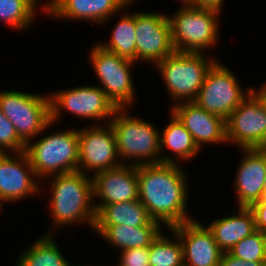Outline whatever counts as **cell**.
<instances>
[{
  "mask_svg": "<svg viewBox=\"0 0 266 266\" xmlns=\"http://www.w3.org/2000/svg\"><path fill=\"white\" fill-rule=\"evenodd\" d=\"M163 225L151 220L145 226L130 227L127 225H94V232L105 239L111 246L120 251L131 248L150 247L164 228ZM162 229V230H161Z\"/></svg>",
  "mask_w": 266,
  "mask_h": 266,
  "instance_id": "obj_20",
  "label": "cell"
},
{
  "mask_svg": "<svg viewBox=\"0 0 266 266\" xmlns=\"http://www.w3.org/2000/svg\"><path fill=\"white\" fill-rule=\"evenodd\" d=\"M58 131L26 143L24 152L40 182L49 175L78 171V129Z\"/></svg>",
  "mask_w": 266,
  "mask_h": 266,
  "instance_id": "obj_5",
  "label": "cell"
},
{
  "mask_svg": "<svg viewBox=\"0 0 266 266\" xmlns=\"http://www.w3.org/2000/svg\"><path fill=\"white\" fill-rule=\"evenodd\" d=\"M262 198H266V178L264 180V187H263V192H262Z\"/></svg>",
  "mask_w": 266,
  "mask_h": 266,
  "instance_id": "obj_36",
  "label": "cell"
},
{
  "mask_svg": "<svg viewBox=\"0 0 266 266\" xmlns=\"http://www.w3.org/2000/svg\"><path fill=\"white\" fill-rule=\"evenodd\" d=\"M40 0H0V21L15 30H28L33 25Z\"/></svg>",
  "mask_w": 266,
  "mask_h": 266,
  "instance_id": "obj_27",
  "label": "cell"
},
{
  "mask_svg": "<svg viewBox=\"0 0 266 266\" xmlns=\"http://www.w3.org/2000/svg\"><path fill=\"white\" fill-rule=\"evenodd\" d=\"M90 49L89 60L100 81L99 87L117 109H129L136 103L131 68L137 63L103 49L97 42Z\"/></svg>",
  "mask_w": 266,
  "mask_h": 266,
  "instance_id": "obj_8",
  "label": "cell"
},
{
  "mask_svg": "<svg viewBox=\"0 0 266 266\" xmlns=\"http://www.w3.org/2000/svg\"><path fill=\"white\" fill-rule=\"evenodd\" d=\"M119 255L117 266H149V247L122 250Z\"/></svg>",
  "mask_w": 266,
  "mask_h": 266,
  "instance_id": "obj_30",
  "label": "cell"
},
{
  "mask_svg": "<svg viewBox=\"0 0 266 266\" xmlns=\"http://www.w3.org/2000/svg\"><path fill=\"white\" fill-rule=\"evenodd\" d=\"M37 238L22 250L15 266H74L63 256L53 234Z\"/></svg>",
  "mask_w": 266,
  "mask_h": 266,
  "instance_id": "obj_24",
  "label": "cell"
},
{
  "mask_svg": "<svg viewBox=\"0 0 266 266\" xmlns=\"http://www.w3.org/2000/svg\"><path fill=\"white\" fill-rule=\"evenodd\" d=\"M169 231L174 239L162 231L150 245L149 266H184L180 239L170 228Z\"/></svg>",
  "mask_w": 266,
  "mask_h": 266,
  "instance_id": "obj_26",
  "label": "cell"
},
{
  "mask_svg": "<svg viewBox=\"0 0 266 266\" xmlns=\"http://www.w3.org/2000/svg\"><path fill=\"white\" fill-rule=\"evenodd\" d=\"M184 171L180 164L137 166L139 200L149 216L166 229L194 218L187 212L189 182Z\"/></svg>",
  "mask_w": 266,
  "mask_h": 266,
  "instance_id": "obj_1",
  "label": "cell"
},
{
  "mask_svg": "<svg viewBox=\"0 0 266 266\" xmlns=\"http://www.w3.org/2000/svg\"><path fill=\"white\" fill-rule=\"evenodd\" d=\"M47 178L50 180L48 182L50 190L48 207L54 225L51 227L54 229L51 228L45 235H52L54 230H60L63 226L69 227L75 223H87L93 230L96 212L92 176L85 175L78 170Z\"/></svg>",
  "mask_w": 266,
  "mask_h": 266,
  "instance_id": "obj_2",
  "label": "cell"
},
{
  "mask_svg": "<svg viewBox=\"0 0 266 266\" xmlns=\"http://www.w3.org/2000/svg\"><path fill=\"white\" fill-rule=\"evenodd\" d=\"M173 14V15H172ZM167 16L176 52L204 53L216 47L221 12L199 7H181Z\"/></svg>",
  "mask_w": 266,
  "mask_h": 266,
  "instance_id": "obj_6",
  "label": "cell"
},
{
  "mask_svg": "<svg viewBox=\"0 0 266 266\" xmlns=\"http://www.w3.org/2000/svg\"><path fill=\"white\" fill-rule=\"evenodd\" d=\"M229 253L244 261H266V233L256 230L235 244Z\"/></svg>",
  "mask_w": 266,
  "mask_h": 266,
  "instance_id": "obj_28",
  "label": "cell"
},
{
  "mask_svg": "<svg viewBox=\"0 0 266 266\" xmlns=\"http://www.w3.org/2000/svg\"><path fill=\"white\" fill-rule=\"evenodd\" d=\"M219 266H266V261H244L229 252H223Z\"/></svg>",
  "mask_w": 266,
  "mask_h": 266,
  "instance_id": "obj_32",
  "label": "cell"
},
{
  "mask_svg": "<svg viewBox=\"0 0 266 266\" xmlns=\"http://www.w3.org/2000/svg\"><path fill=\"white\" fill-rule=\"evenodd\" d=\"M170 111L190 132L200 150L204 144H227L226 120L222 117L209 113L193 101L177 103Z\"/></svg>",
  "mask_w": 266,
  "mask_h": 266,
  "instance_id": "obj_18",
  "label": "cell"
},
{
  "mask_svg": "<svg viewBox=\"0 0 266 266\" xmlns=\"http://www.w3.org/2000/svg\"><path fill=\"white\" fill-rule=\"evenodd\" d=\"M169 118L166 127L160 131L161 163L179 164L183 160H192L200 153V149L190 132L171 111ZM165 150L170 153L166 154Z\"/></svg>",
  "mask_w": 266,
  "mask_h": 266,
  "instance_id": "obj_21",
  "label": "cell"
},
{
  "mask_svg": "<svg viewBox=\"0 0 266 266\" xmlns=\"http://www.w3.org/2000/svg\"><path fill=\"white\" fill-rule=\"evenodd\" d=\"M262 85L266 88V81Z\"/></svg>",
  "mask_w": 266,
  "mask_h": 266,
  "instance_id": "obj_38",
  "label": "cell"
},
{
  "mask_svg": "<svg viewBox=\"0 0 266 266\" xmlns=\"http://www.w3.org/2000/svg\"><path fill=\"white\" fill-rule=\"evenodd\" d=\"M51 94V95H50ZM49 94L51 122H59L62 113L69 111L83 120H92V125H100L97 120H107L109 124L117 108L103 90L96 85L76 86ZM96 123H95V122Z\"/></svg>",
  "mask_w": 266,
  "mask_h": 266,
  "instance_id": "obj_9",
  "label": "cell"
},
{
  "mask_svg": "<svg viewBox=\"0 0 266 266\" xmlns=\"http://www.w3.org/2000/svg\"><path fill=\"white\" fill-rule=\"evenodd\" d=\"M226 140L240 149L266 148V109L253 91L226 120Z\"/></svg>",
  "mask_w": 266,
  "mask_h": 266,
  "instance_id": "obj_12",
  "label": "cell"
},
{
  "mask_svg": "<svg viewBox=\"0 0 266 266\" xmlns=\"http://www.w3.org/2000/svg\"><path fill=\"white\" fill-rule=\"evenodd\" d=\"M37 180L25 152L0 153V198L5 203L15 204L37 193L41 194L44 186Z\"/></svg>",
  "mask_w": 266,
  "mask_h": 266,
  "instance_id": "obj_14",
  "label": "cell"
},
{
  "mask_svg": "<svg viewBox=\"0 0 266 266\" xmlns=\"http://www.w3.org/2000/svg\"><path fill=\"white\" fill-rule=\"evenodd\" d=\"M261 87L255 88L253 87L252 91L261 99V102L264 104L266 109V88L263 85Z\"/></svg>",
  "mask_w": 266,
  "mask_h": 266,
  "instance_id": "obj_34",
  "label": "cell"
},
{
  "mask_svg": "<svg viewBox=\"0 0 266 266\" xmlns=\"http://www.w3.org/2000/svg\"><path fill=\"white\" fill-rule=\"evenodd\" d=\"M216 61L217 59L207 55L206 51L205 53L175 51L154 65L164 81L172 106L180 102H192L197 98L208 70Z\"/></svg>",
  "mask_w": 266,
  "mask_h": 266,
  "instance_id": "obj_4",
  "label": "cell"
},
{
  "mask_svg": "<svg viewBox=\"0 0 266 266\" xmlns=\"http://www.w3.org/2000/svg\"><path fill=\"white\" fill-rule=\"evenodd\" d=\"M127 110L117 109L109 122L115 134L122 165L161 163L158 127L135 115H129Z\"/></svg>",
  "mask_w": 266,
  "mask_h": 266,
  "instance_id": "obj_3",
  "label": "cell"
},
{
  "mask_svg": "<svg viewBox=\"0 0 266 266\" xmlns=\"http://www.w3.org/2000/svg\"><path fill=\"white\" fill-rule=\"evenodd\" d=\"M95 212L102 206L139 199L137 166L121 165L118 168L96 173L93 177ZM98 199V200H97Z\"/></svg>",
  "mask_w": 266,
  "mask_h": 266,
  "instance_id": "obj_17",
  "label": "cell"
},
{
  "mask_svg": "<svg viewBox=\"0 0 266 266\" xmlns=\"http://www.w3.org/2000/svg\"><path fill=\"white\" fill-rule=\"evenodd\" d=\"M170 229L180 239L184 266H219L223 251L207 226L194 218Z\"/></svg>",
  "mask_w": 266,
  "mask_h": 266,
  "instance_id": "obj_16",
  "label": "cell"
},
{
  "mask_svg": "<svg viewBox=\"0 0 266 266\" xmlns=\"http://www.w3.org/2000/svg\"><path fill=\"white\" fill-rule=\"evenodd\" d=\"M135 0H48L43 12L54 19L84 20L106 25L117 13L124 12ZM107 22V23H106Z\"/></svg>",
  "mask_w": 266,
  "mask_h": 266,
  "instance_id": "obj_15",
  "label": "cell"
},
{
  "mask_svg": "<svg viewBox=\"0 0 266 266\" xmlns=\"http://www.w3.org/2000/svg\"><path fill=\"white\" fill-rule=\"evenodd\" d=\"M25 147L26 143L0 108V153H20L25 151Z\"/></svg>",
  "mask_w": 266,
  "mask_h": 266,
  "instance_id": "obj_29",
  "label": "cell"
},
{
  "mask_svg": "<svg viewBox=\"0 0 266 266\" xmlns=\"http://www.w3.org/2000/svg\"><path fill=\"white\" fill-rule=\"evenodd\" d=\"M101 125L89 124L86 127L78 128V170L85 175H92V177L96 173L115 169L122 165L111 125Z\"/></svg>",
  "mask_w": 266,
  "mask_h": 266,
  "instance_id": "obj_11",
  "label": "cell"
},
{
  "mask_svg": "<svg viewBox=\"0 0 266 266\" xmlns=\"http://www.w3.org/2000/svg\"><path fill=\"white\" fill-rule=\"evenodd\" d=\"M220 62L217 60L208 70L198 96L193 102L209 113L227 120L251 93L253 87L243 90L236 75Z\"/></svg>",
  "mask_w": 266,
  "mask_h": 266,
  "instance_id": "obj_10",
  "label": "cell"
},
{
  "mask_svg": "<svg viewBox=\"0 0 266 266\" xmlns=\"http://www.w3.org/2000/svg\"><path fill=\"white\" fill-rule=\"evenodd\" d=\"M237 209L236 213L217 218L207 225L223 252H229L235 244L256 231L252 210L249 207H237Z\"/></svg>",
  "mask_w": 266,
  "mask_h": 266,
  "instance_id": "obj_22",
  "label": "cell"
},
{
  "mask_svg": "<svg viewBox=\"0 0 266 266\" xmlns=\"http://www.w3.org/2000/svg\"><path fill=\"white\" fill-rule=\"evenodd\" d=\"M121 16L111 31L108 43L103 41L97 44L120 57L136 62L135 12L121 13Z\"/></svg>",
  "mask_w": 266,
  "mask_h": 266,
  "instance_id": "obj_25",
  "label": "cell"
},
{
  "mask_svg": "<svg viewBox=\"0 0 266 266\" xmlns=\"http://www.w3.org/2000/svg\"><path fill=\"white\" fill-rule=\"evenodd\" d=\"M152 218L140 200L112 203L102 206L96 212L95 225H127L138 227L147 225Z\"/></svg>",
  "mask_w": 266,
  "mask_h": 266,
  "instance_id": "obj_23",
  "label": "cell"
},
{
  "mask_svg": "<svg viewBox=\"0 0 266 266\" xmlns=\"http://www.w3.org/2000/svg\"><path fill=\"white\" fill-rule=\"evenodd\" d=\"M167 15L160 11H135L136 63L155 65L175 52Z\"/></svg>",
  "mask_w": 266,
  "mask_h": 266,
  "instance_id": "obj_13",
  "label": "cell"
},
{
  "mask_svg": "<svg viewBox=\"0 0 266 266\" xmlns=\"http://www.w3.org/2000/svg\"><path fill=\"white\" fill-rule=\"evenodd\" d=\"M5 202L0 198V213H1V209H2V204H4Z\"/></svg>",
  "mask_w": 266,
  "mask_h": 266,
  "instance_id": "obj_37",
  "label": "cell"
},
{
  "mask_svg": "<svg viewBox=\"0 0 266 266\" xmlns=\"http://www.w3.org/2000/svg\"><path fill=\"white\" fill-rule=\"evenodd\" d=\"M244 155L234 180L238 207H250L262 199L266 178V148L240 149Z\"/></svg>",
  "mask_w": 266,
  "mask_h": 266,
  "instance_id": "obj_19",
  "label": "cell"
},
{
  "mask_svg": "<svg viewBox=\"0 0 266 266\" xmlns=\"http://www.w3.org/2000/svg\"><path fill=\"white\" fill-rule=\"evenodd\" d=\"M249 208L254 214L256 230L266 233V198L253 203Z\"/></svg>",
  "mask_w": 266,
  "mask_h": 266,
  "instance_id": "obj_31",
  "label": "cell"
},
{
  "mask_svg": "<svg viewBox=\"0 0 266 266\" xmlns=\"http://www.w3.org/2000/svg\"><path fill=\"white\" fill-rule=\"evenodd\" d=\"M0 108L25 143L53 127L49 94L1 90Z\"/></svg>",
  "mask_w": 266,
  "mask_h": 266,
  "instance_id": "obj_7",
  "label": "cell"
},
{
  "mask_svg": "<svg viewBox=\"0 0 266 266\" xmlns=\"http://www.w3.org/2000/svg\"><path fill=\"white\" fill-rule=\"evenodd\" d=\"M182 6L181 7H191L193 6V0H180Z\"/></svg>",
  "mask_w": 266,
  "mask_h": 266,
  "instance_id": "obj_35",
  "label": "cell"
},
{
  "mask_svg": "<svg viewBox=\"0 0 266 266\" xmlns=\"http://www.w3.org/2000/svg\"><path fill=\"white\" fill-rule=\"evenodd\" d=\"M224 0H193V6L214 9L219 12L223 9Z\"/></svg>",
  "mask_w": 266,
  "mask_h": 266,
  "instance_id": "obj_33",
  "label": "cell"
}]
</instances>
